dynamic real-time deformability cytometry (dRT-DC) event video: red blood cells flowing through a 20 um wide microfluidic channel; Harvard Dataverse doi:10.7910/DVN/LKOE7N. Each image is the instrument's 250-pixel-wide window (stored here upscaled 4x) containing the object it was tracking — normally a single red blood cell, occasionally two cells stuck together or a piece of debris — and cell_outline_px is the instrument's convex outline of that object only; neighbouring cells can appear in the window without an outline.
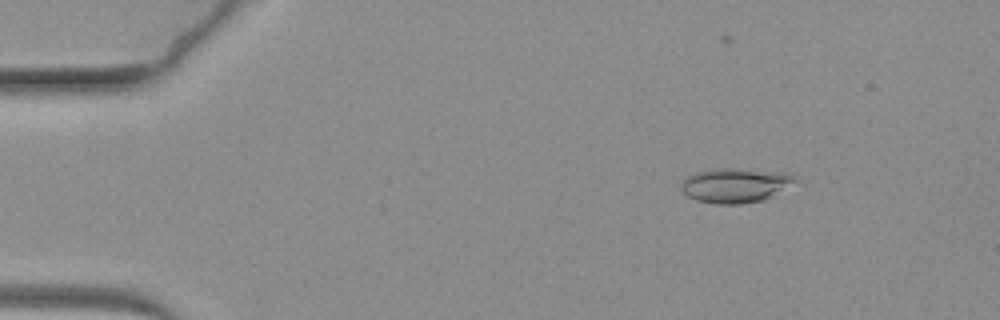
{"species": "common noctule bat (a hibernating species)", "species_latin": "Nyctalus noctula", "temperature_condition": "warm", "stored_images_in_passage": 52, "camera_frame_rate_fps": 3000, "um_per_image_px": 0.085, "animal": {"sex": "female", "body_mass_g": 19.3, "forearm_length_mm": 54.1}, "frame": {"image": 1, "passage_image": 9, "time_ms": 2.667, "image_size_px": [1000, 320], "cell_outline_px": [[800, 180], [764, 200], [740, 204], [716, 204], [696, 200], [688, 196], [680, 188], [680, 184], [688, 176], [696, 172], [716, 168], [728, 168], [784, 172], [796, 176]], "centroid_in_image_um": [62.51, 15.75], "position_along_channel_um": 22.5, "area_um2": 22.95}}
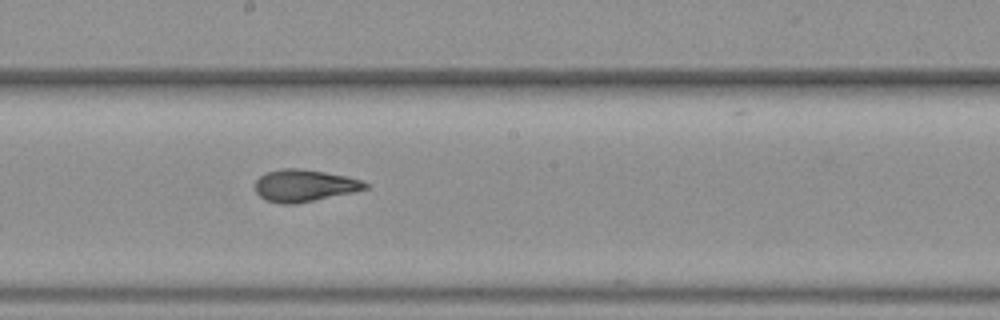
{"frame": {"image": 2, "passage_image": 36, "time_ms": 11.667, "image_size_px": [1000, 320], "cell_outline_px": [[368, 188], [352, 192], [296, 204], [280, 204], [264, 200], [256, 192], [256, 180], [264, 172], [280, 168], [300, 168], [348, 176], [360, 180], [368, 184]], "centroid_in_image_um": [25.83, 15.77], "position_along_channel_um": 222.4, "area_um2": 20.63}}
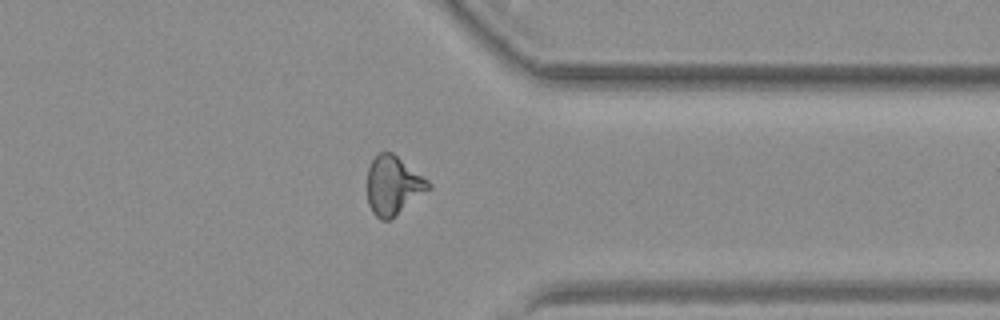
{"frame": {"image": 3, "passage_image": 51, "time_ms": 16.667, "image_size_px": [1000, 320], "cell_outline_px": [[432, 188], [388, 220], [380, 220], [372, 212], [368, 204], [368, 168], [372, 160], [380, 152], [392, 152], [428, 180], [432, 184]], "centroid_in_image_um": [33.43, 15.76], "position_along_channel_um": 378.0, "area_um2": 20.69}}